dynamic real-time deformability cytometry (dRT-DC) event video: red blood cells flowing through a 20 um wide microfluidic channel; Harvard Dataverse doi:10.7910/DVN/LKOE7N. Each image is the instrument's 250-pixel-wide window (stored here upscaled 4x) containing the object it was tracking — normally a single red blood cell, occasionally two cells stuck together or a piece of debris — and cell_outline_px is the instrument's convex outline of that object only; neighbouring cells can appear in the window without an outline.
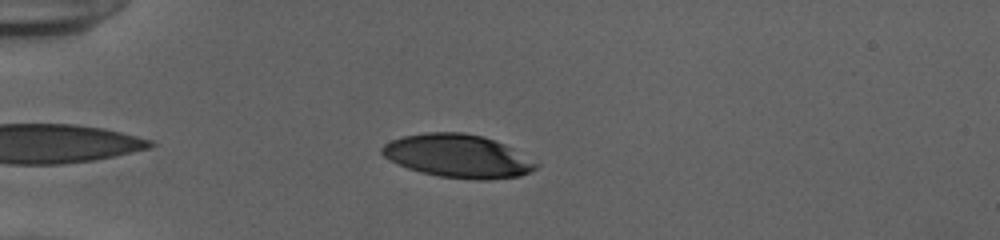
{"species": "human", "species_latin": "Homo sapiens", "temperature_condition": "cold", "stored_images_in_passage": 39, "camera_frame_rate_fps": 3000, "um_per_image_px": 0.085, "donor": {"sex": "female"}, "frame": {"image": 1, "passage_image": 5, "time_ms": 1.333, "image_size_px": [1000, 240], "cell_outline_px": [[540, 164], [536, 168], [520, 176], [488, 180], [476, 180], [440, 176], [420, 172], [408, 168], [384, 156], [380, 152], [380, 148], [384, 144], [392, 140], [404, 136], [424, 132], [464, 132], [480, 136], [504, 144], [512, 148]], "centroid_in_image_um": [38.92, 13.26], "position_along_channel_um": 46.1, "area_um2": 38.49}}
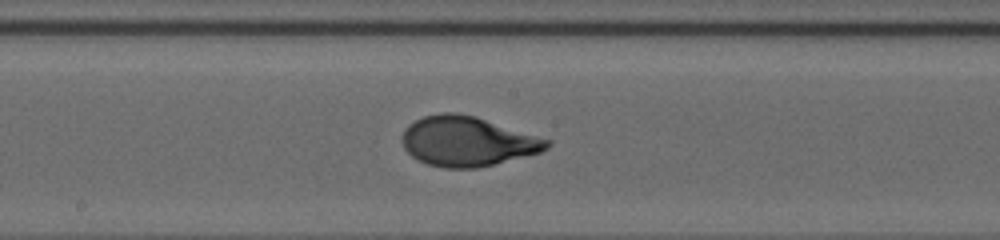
{"frame": {"image": 2, "passage_image": 20, "time_ms": 6.333, "image_size_px": [1000, 240], "cell_outline_px": [[552, 144], [548, 148], [540, 152], [476, 168], [444, 168], [428, 164], [412, 156], [404, 148], [400, 140], [404, 128], [408, 124], [424, 116], [440, 112], [456, 112], [476, 116], [552, 140]], "centroid_in_image_um": [39.71, 11.99], "position_along_channel_um": 208.5, "area_um2": 42.08}}
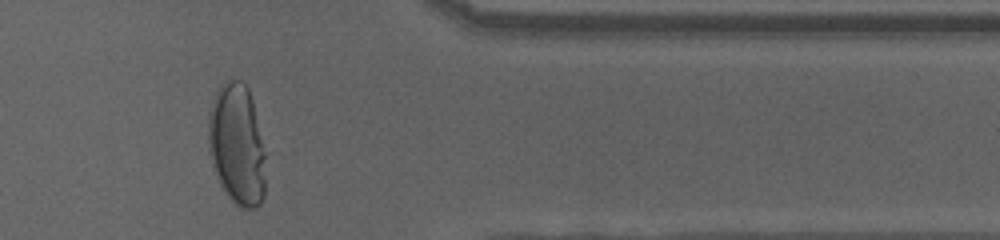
{"frame": {"image": 3, "passage_image": 35, "time_ms": 11.333, "image_size_px": [1000, 240], "cell_outline_px": [[264, 196], [260, 204], [256, 208], [240, 208], [232, 200], [220, 184], [212, 164], [208, 152], [208, 112], [216, 92], [224, 80], [240, 80], [248, 88], [252, 100], [264, 152]], "centroid_in_image_um": [20.11, 12.29], "position_along_channel_um": 391.3, "area_um2": 40.23}, "authors_computed_cell_mechanics": {"area_um2": 41.038, "velocity_mm_per_s": 3.8836, "shape_relaxation_time_tau1_ms": 3.8294, "shape_relaxation_time_tau2_ms": null, "deformation_change_tau1": 0.2073, "deformation_change_tau2": null}}